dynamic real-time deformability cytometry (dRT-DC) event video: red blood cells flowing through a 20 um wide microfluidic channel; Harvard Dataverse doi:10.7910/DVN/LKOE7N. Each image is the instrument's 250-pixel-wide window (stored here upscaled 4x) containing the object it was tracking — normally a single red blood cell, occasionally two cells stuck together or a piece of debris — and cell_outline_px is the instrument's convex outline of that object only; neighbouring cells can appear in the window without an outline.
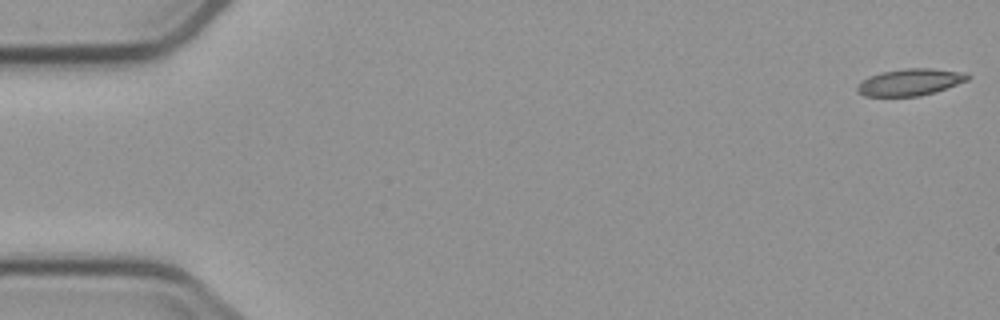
{"species": "common noctule bat (a hibernating species)", "species_latin": "Nyctalus noctula", "temperature_condition": "cold", "stored_images_in_passage": 6, "camera_frame_rate_fps": 3000, "um_per_image_px": 0.085, "animal": {"sex": "male", "body_mass_g": 23.1, "forearm_length_mm": 52.7}, "frame": {"image": 1, "passage_image": 1, "time_ms": 0.0, "image_size_px": [1000, 320], "cell_outline_px": [[972, 76], [968, 80], [936, 92], [920, 96], [864, 96], [856, 92], [856, 88], [860, 80], [868, 76], [880, 72], [904, 68], [932, 68], [956, 72]], "centroid_in_image_um": [77.28, 6.99], "position_along_channel_um": 7.7, "area_um2": 17.34}}
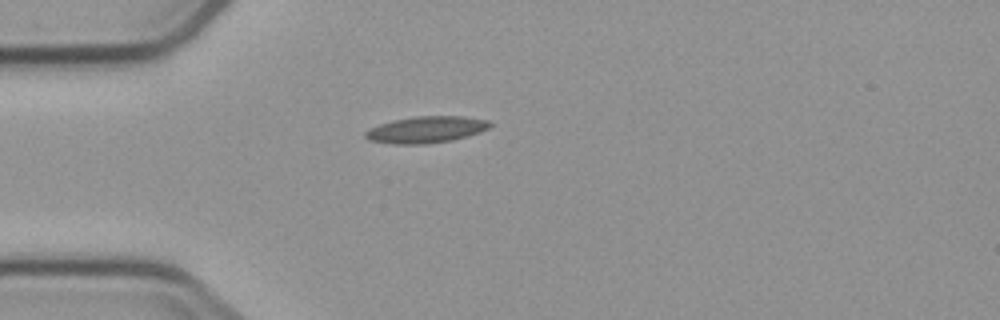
{"frame": {"image": 2, "passage_image": 5, "time_ms": 4.667, "image_size_px": [1000, 320], "cell_outline_px": [[492, 124], [488, 128], [480, 132], [468, 136], [452, 140], [424, 144], [392, 144], [368, 140], [364, 136], [364, 132], [380, 124], [392, 120], [416, 116], [464, 116], [488, 120]], "centroid_in_image_um": [36.22, 11.02], "position_along_channel_um": 48.8, "area_um2": 19.31}}